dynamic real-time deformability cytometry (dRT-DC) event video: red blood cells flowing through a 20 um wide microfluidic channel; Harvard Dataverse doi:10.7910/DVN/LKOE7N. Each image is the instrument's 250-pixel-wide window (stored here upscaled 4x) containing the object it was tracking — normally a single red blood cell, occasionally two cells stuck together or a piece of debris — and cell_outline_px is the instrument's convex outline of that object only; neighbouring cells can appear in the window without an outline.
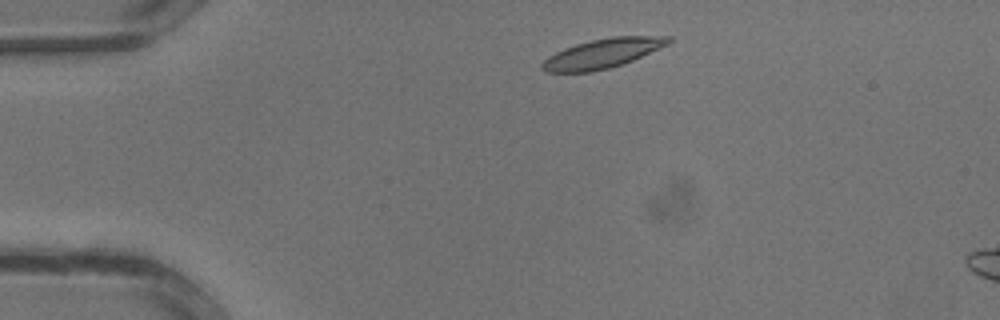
{"species": "common noctule bat (a hibernating species)", "species_latin": "Nyctalus noctula", "temperature_condition": "warm", "stored_images_in_passage": 28, "camera_frame_rate_fps": 3000, "um_per_image_px": 0.085, "animal": {"sex": "male", "body_mass_g": 13.3}, "frame": {"image": 1, "passage_image": 1, "time_ms": 0.0, "image_size_px": [1000, 320], "cell_outline_px": [[676, 40], [668, 44], [632, 60], [608, 68], [592, 72], [548, 72], [540, 68], [540, 64], [548, 56], [564, 48], [576, 44], [592, 40], [612, 36], [672, 36]], "centroid_in_image_um": [51.22, 4.53], "position_along_channel_um": 33.8, "area_um2": 21.56}}
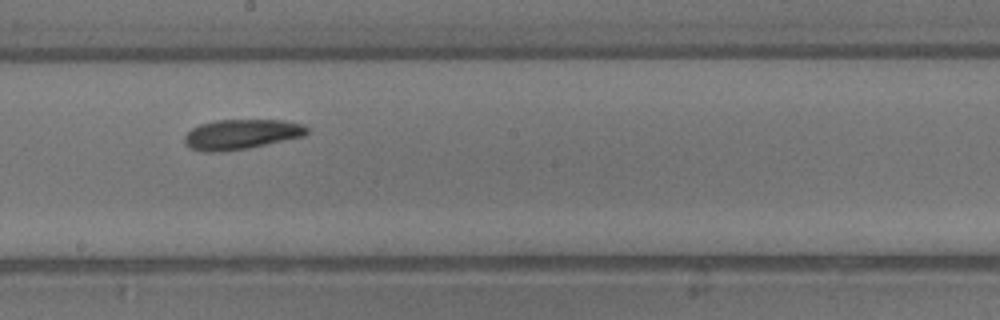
{"frame": {"image": 2, "passage_image": 13, "time_ms": 4.0, "image_size_px": [1000, 320], "cell_outline_px": [[308, 132], [304, 136], [248, 148], [220, 152], [204, 152], [188, 148], [184, 144], [184, 136], [192, 128], [200, 124], [216, 120], [284, 120], [304, 124], [308, 128]], "centroid_in_image_um": [20.49, 11.42], "position_along_channel_um": 227.7, "area_um2": 21.56}}
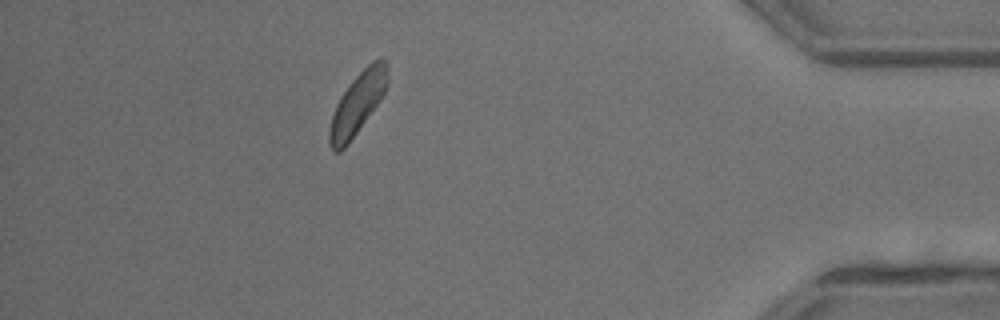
{"frame": {"image": 3, "passage_image": 24, "time_ms": 7.667, "image_size_px": [1000, 320], "cell_outline_px": [[388, 84], [380, 100], [348, 144], [340, 152], [332, 152], [328, 144], [328, 132], [332, 116], [336, 104], [340, 96], [352, 80], [372, 60], [380, 56], [388, 60]], "centroid_in_image_um": [30.39, 8.78], "position_along_channel_um": 404.8, "area_um2": 21.04}}